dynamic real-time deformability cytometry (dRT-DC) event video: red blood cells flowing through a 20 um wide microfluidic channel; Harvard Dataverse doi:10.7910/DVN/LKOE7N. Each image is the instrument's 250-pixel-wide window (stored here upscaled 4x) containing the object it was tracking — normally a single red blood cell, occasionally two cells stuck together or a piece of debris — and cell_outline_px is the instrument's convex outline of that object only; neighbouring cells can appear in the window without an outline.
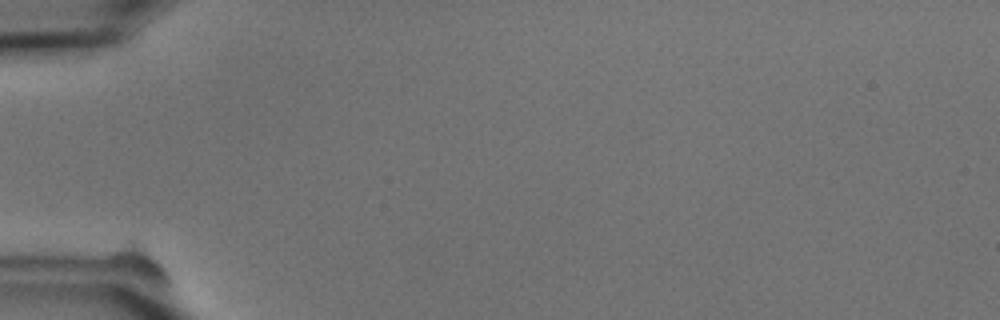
{"species": "common noctule bat (a hibernating species)", "species_latin": "Nyctalus noctula", "temperature_condition": "cold", "stored_images_in_passage": 16, "camera_frame_rate_fps": 3000, "um_per_image_px": 0.085, "animal": {"sex": "male", "body_mass_g": 15.6}, "frame": {"image": 1, "passage_image": 1, "time_ms": 0.0, "image_size_px": [1000, 320], "cell_outline_px": [[168, 284], [156, 284], [112, 268], [108, 264], [108, 256], [112, 252], [128, 240], [132, 240], [140, 244], [160, 260], [164, 264], [168, 272]], "centroid_in_image_um": [11.78, 22.35], "position_along_channel_um": 73.2, "area_um2": 11.62}}
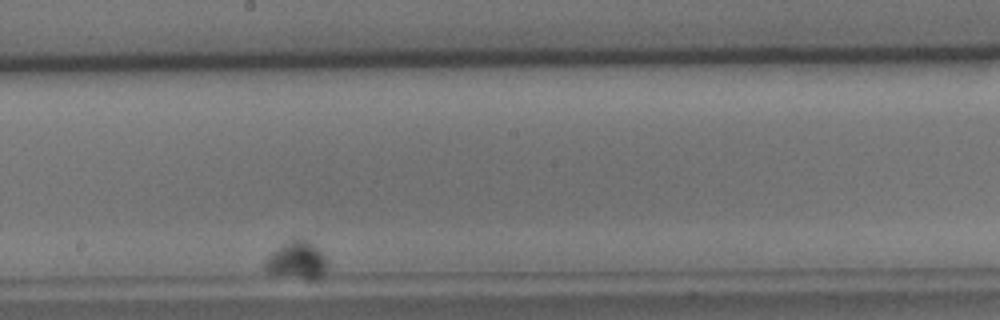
{"frame": {"image": 2, "passage_image": 10, "time_ms": 10.667, "image_size_px": [1000, 320], "cell_outline_px": [[328, 268], [316, 280], [312, 280], [268, 272], [264, 268], [264, 260], [272, 252], [292, 236], [308, 240], [328, 260]], "centroid_in_image_um": [25.24, 22.1], "position_along_channel_um": 223.0, "area_um2": 13.7}}
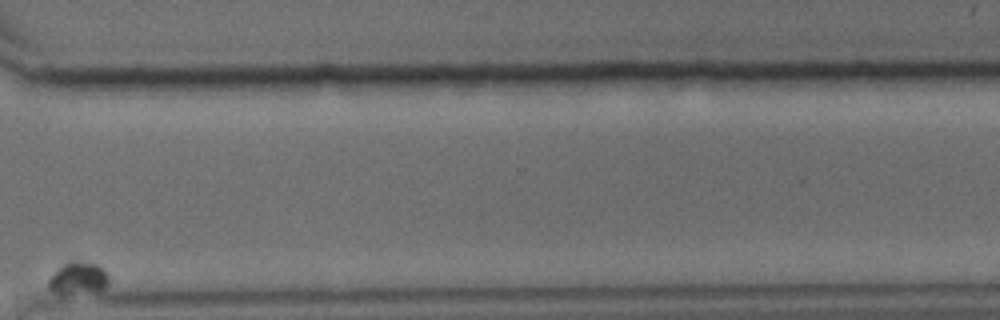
{"frame": {"image": 3, "passage_image": 16, "time_ms": 18.333, "image_size_px": [1000, 320], "cell_outline_px": [[108, 284], [104, 288], [96, 292], [52, 292], [48, 288], [48, 280], [68, 260], [76, 260], [96, 264], [108, 276]], "centroid_in_image_um": [6.65, 23.63], "position_along_channel_um": 363.9, "area_um2": 10.92}}